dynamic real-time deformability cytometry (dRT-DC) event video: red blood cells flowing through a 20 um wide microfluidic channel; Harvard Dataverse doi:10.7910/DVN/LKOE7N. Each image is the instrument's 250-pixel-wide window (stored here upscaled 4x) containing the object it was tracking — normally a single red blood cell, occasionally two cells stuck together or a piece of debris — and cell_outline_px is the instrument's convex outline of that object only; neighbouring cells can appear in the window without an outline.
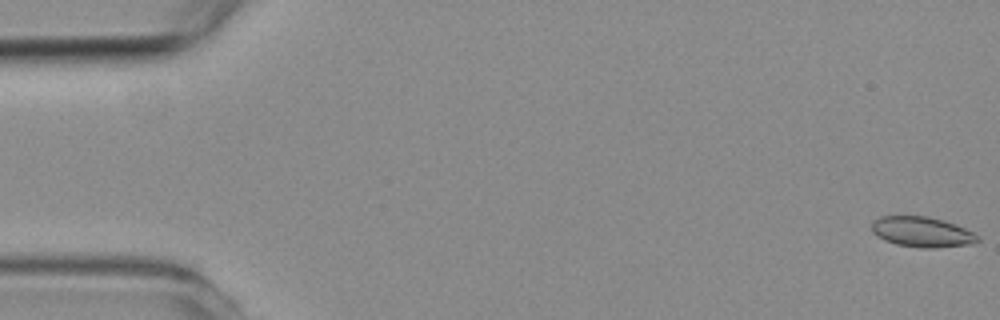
{"species": "common noctule bat (a hibernating species)", "species_latin": "Nyctalus noctula", "temperature_condition": "room temperature", "stored_images_in_passage": 6, "camera_frame_rate_fps": 3000, "um_per_image_px": 0.085, "animal": {"sex": "female", "body_mass_g": 19.3, "forearm_length_mm": 54.1}, "frame": {"image": 1, "passage_image": 1, "time_ms": 0.0, "image_size_px": [1000, 320], "cell_outline_px": [[980, 240], [972, 244], [936, 248], [920, 248], [896, 244], [884, 240], [876, 236], [872, 232], [872, 220], [880, 216], [928, 216], [944, 220], [956, 224], [980, 236]], "centroid_in_image_um": [78.37, 19.71], "position_along_channel_um": 6.6, "area_um2": 18.96}}
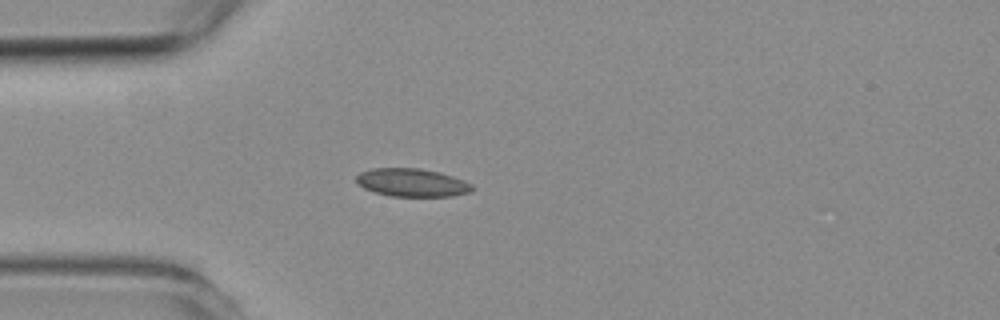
{"frame": {"image": 2, "passage_image": 5, "time_ms": 4.667, "image_size_px": [1000, 320], "cell_outline_px": [[476, 188], [472, 192], [452, 196], [392, 196], [376, 192], [364, 188], [356, 180], [356, 176], [360, 172], [372, 168], [420, 168], [440, 172], [464, 180], [472, 184]], "centroid_in_image_um": [35.07, 15.51], "position_along_channel_um": 49.9, "area_um2": 19.02}}